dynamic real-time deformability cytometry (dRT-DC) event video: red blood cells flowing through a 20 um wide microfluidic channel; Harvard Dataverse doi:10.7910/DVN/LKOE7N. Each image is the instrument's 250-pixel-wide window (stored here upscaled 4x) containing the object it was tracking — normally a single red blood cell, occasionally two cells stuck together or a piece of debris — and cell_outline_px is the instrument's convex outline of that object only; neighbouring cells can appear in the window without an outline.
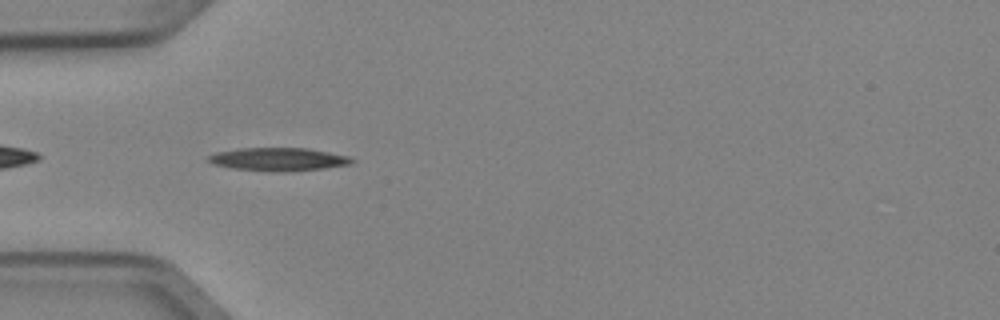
{"species": "Egyptian fruit bat (a non-hibernating species)", "species_latin": "Rousettus aegyptiacus", "temperature_condition": "cold", "stored_images_in_passage": 6, "camera_frame_rate_fps": 3000, "um_per_image_px": 0.085, "animal": {"sex": "female"}, "frame": {"image": 1, "passage_image": 4, "time_ms": 1.0, "image_size_px": [1000, 320], "cell_outline_px": [[356, 160], [352, 164], [324, 168], [232, 168], [216, 164], [208, 160], [208, 156], [216, 152], [240, 148], [308, 148], [348, 156]], "centroid_in_image_um": [23.7, 13.47], "position_along_channel_um": 61.3, "area_um2": 17.8}}
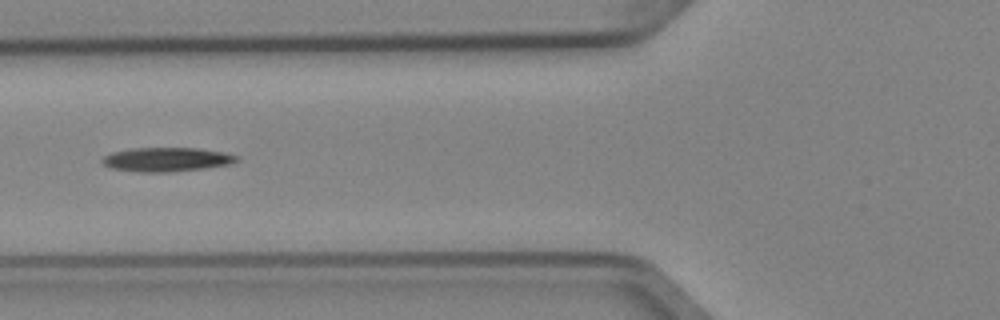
{"frame": {"image": 2, "passage_image": 5, "time_ms": 1.333, "image_size_px": [1000, 320], "cell_outline_px": [[240, 160], [232, 164], [204, 168], [172, 172], [140, 172], [112, 168], [104, 164], [100, 160], [104, 156], [112, 152], [132, 148], [196, 148], [224, 152], [240, 156]], "centroid_in_image_um": [14.21, 13.55], "position_along_channel_um": 111.6, "area_um2": 18.96}}